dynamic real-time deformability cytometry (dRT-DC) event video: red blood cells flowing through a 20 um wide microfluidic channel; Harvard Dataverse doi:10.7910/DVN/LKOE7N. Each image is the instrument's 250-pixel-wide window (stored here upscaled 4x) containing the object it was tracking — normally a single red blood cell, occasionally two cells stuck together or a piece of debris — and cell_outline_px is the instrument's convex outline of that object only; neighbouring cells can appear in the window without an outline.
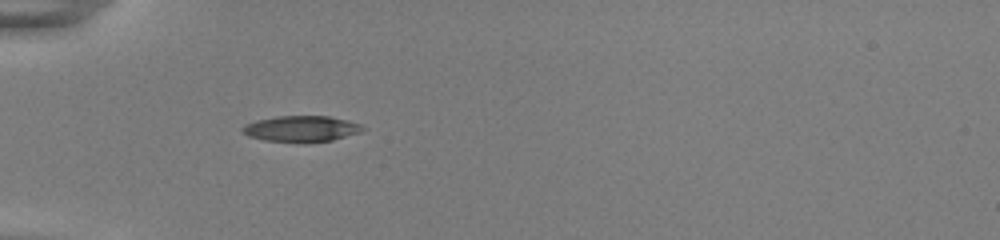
{"species": "common noctule bat (a hibernating species)", "species_latin": "Nyctalus noctula", "temperature_condition": "room temperature", "stored_images_in_passage": 36, "camera_frame_rate_fps": 3000, "um_per_image_px": 0.085, "animal": {"sex": "female", "body_mass_g": 22.0, "forearm_length_mm": 56.7}, "frame": {"image": 1, "passage_image": 1, "time_ms": 0.0, "image_size_px": [1000, 240], "cell_outline_px": [[364, 128], [360, 132], [332, 140], [264, 140], [248, 136], [240, 132], [240, 128], [244, 124], [256, 120], [276, 116], [328, 116], [360, 124]], "centroid_in_image_um": [25.52, 10.91], "position_along_channel_um": 59.5, "area_um2": 17.51}}
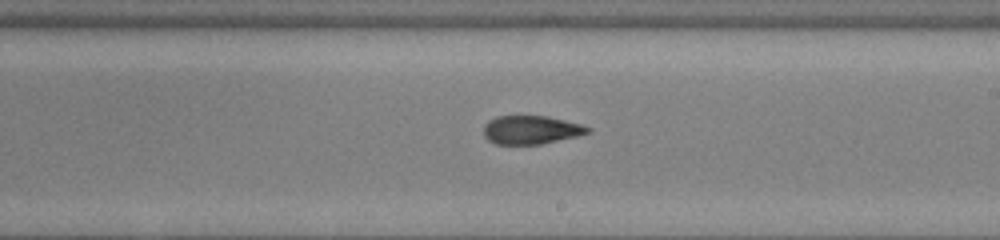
{"frame": {"image": 2, "passage_image": 16, "time_ms": 5.0, "image_size_px": [1000, 240], "cell_outline_px": [[592, 128], [588, 132], [576, 136], [540, 144], [496, 144], [488, 140], [484, 136], [484, 124], [488, 120], [496, 116], [548, 116], [580, 124]], "centroid_in_image_um": [45.09, 11.03], "position_along_channel_um": 243.9, "area_um2": 17.17}}
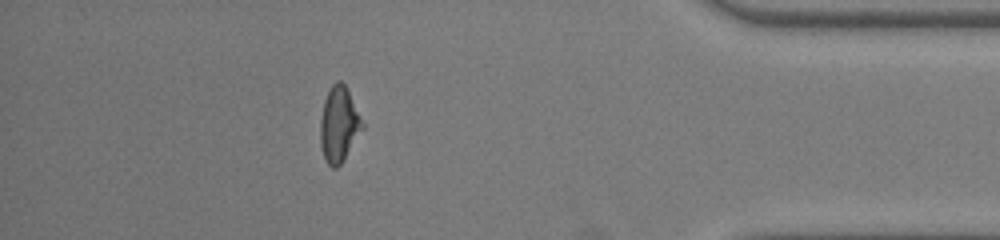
{"frame": {"image": 3, "passage_image": 31, "time_ms": 10.0, "image_size_px": [1000, 240], "cell_outline_px": [[364, 128], [340, 164], [336, 168], [332, 168], [328, 164], [324, 156], [320, 144], [320, 120], [324, 100], [332, 84], [336, 80], [340, 80], [344, 84], [364, 124]], "centroid_in_image_um": [28.8, 10.58], "position_along_channel_um": 406.4, "area_um2": 18.15}, "authors_computed_cell_mechanics": {"area_um2": 18.1492, "velocity_mm_per_s": 3.8912, "shape_relaxation_time_tau1_ms": 7.5674, "shape_relaxation_time_tau2_ms": 2.4825, "deformation_change_tau1": 0.2263, "deformation_change_tau2": 0.1074}}